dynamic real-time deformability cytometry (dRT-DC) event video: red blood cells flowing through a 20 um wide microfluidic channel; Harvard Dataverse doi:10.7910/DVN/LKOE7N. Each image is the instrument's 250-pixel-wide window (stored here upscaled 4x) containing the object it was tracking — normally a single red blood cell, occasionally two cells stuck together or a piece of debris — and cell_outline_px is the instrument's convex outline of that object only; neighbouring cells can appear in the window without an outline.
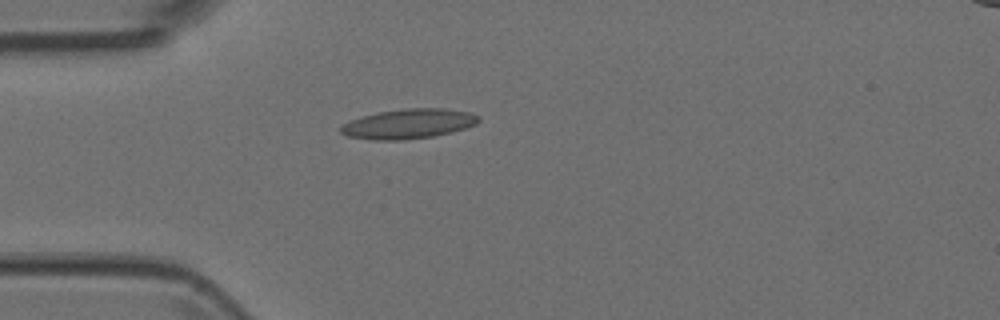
{"species": "Egyptian fruit bat (a non-hibernating species)", "species_latin": "Rousettus aegyptiacus", "temperature_condition": "room temperature", "stored_images_in_passage": 5, "camera_frame_rate_fps": 3000, "um_per_image_px": 0.085, "animal": {"sex": "female"}, "frame": {"image": 1, "passage_image": 5, "time_ms": 1.333, "image_size_px": [1000, 320], "cell_outline_px": [[480, 120], [476, 124], [452, 132], [432, 136], [404, 140], [372, 140], [348, 136], [340, 132], [340, 128], [344, 124], [352, 120], [376, 112], [404, 108], [440, 108], [472, 112], [480, 116]], "centroid_in_image_um": [34.75, 10.52], "position_along_channel_um": 50.2, "area_um2": 23.87}}